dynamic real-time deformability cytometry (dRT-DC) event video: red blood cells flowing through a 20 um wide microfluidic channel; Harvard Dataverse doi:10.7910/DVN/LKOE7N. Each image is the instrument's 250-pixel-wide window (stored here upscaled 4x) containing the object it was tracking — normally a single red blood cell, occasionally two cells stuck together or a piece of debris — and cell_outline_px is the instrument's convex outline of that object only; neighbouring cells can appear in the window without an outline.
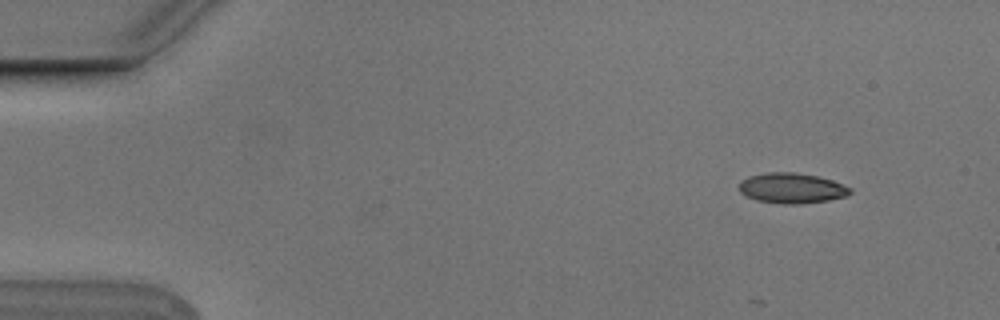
{"species": "Egyptian fruit bat (a non-hibernating species)", "species_latin": "Rousettus aegyptiacus", "temperature_condition": "cold", "stored_images_in_passage": 7, "camera_frame_rate_fps": 3000, "um_per_image_px": 0.085, "animal": {"sex": "male"}, "frame": {"image": 1, "passage_image": 2, "time_ms": 0.333, "image_size_px": [1000, 320], "cell_outline_px": [[852, 192], [848, 196], [828, 200], [800, 204], [784, 204], [756, 200], [740, 192], [740, 180], [748, 176], [768, 172], [796, 172], [816, 176], [832, 180], [852, 188]], "centroid_in_image_um": [67.32, 15.99], "position_along_channel_um": 17.7, "area_um2": 19.65}}
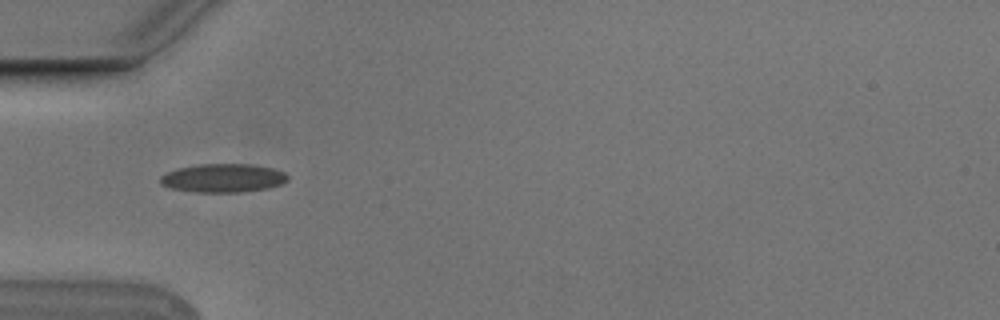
{"frame": {"image": 2, "passage_image": 5, "time_ms": 1.333, "image_size_px": [1000, 320], "cell_outline_px": [[288, 180], [280, 184], [268, 188], [240, 192], [196, 192], [168, 188], [160, 184], [160, 176], [176, 168], [200, 164], [252, 164], [272, 168], [284, 172], [288, 176]], "centroid_in_image_um": [18.93, 15.13], "position_along_channel_um": 66.1, "area_um2": 21.27}}
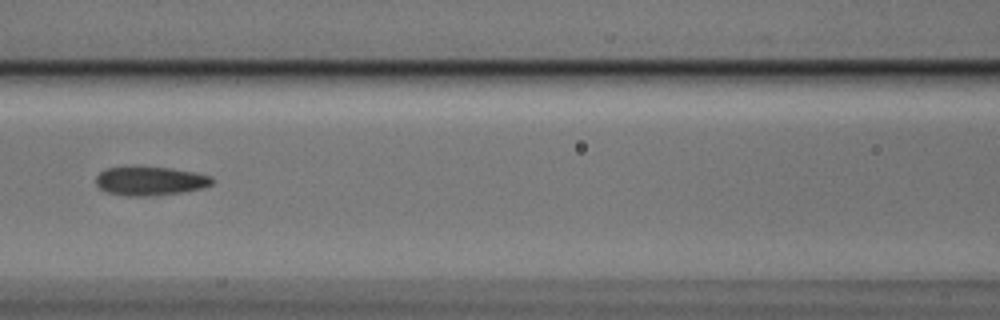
{"frame": {"image": 3, "passage_image": 7, "time_ms": 2.0, "image_size_px": [1000, 320], "cell_outline_px": [[212, 184], [204, 188], [184, 192], [148, 196], [128, 196], [108, 192], [100, 188], [96, 184], [96, 176], [100, 172], [108, 168], [168, 168], [192, 172], [212, 176]], "centroid_in_image_um": [12.78, 15.41], "position_along_channel_um": 153.8, "area_um2": 19.07}}